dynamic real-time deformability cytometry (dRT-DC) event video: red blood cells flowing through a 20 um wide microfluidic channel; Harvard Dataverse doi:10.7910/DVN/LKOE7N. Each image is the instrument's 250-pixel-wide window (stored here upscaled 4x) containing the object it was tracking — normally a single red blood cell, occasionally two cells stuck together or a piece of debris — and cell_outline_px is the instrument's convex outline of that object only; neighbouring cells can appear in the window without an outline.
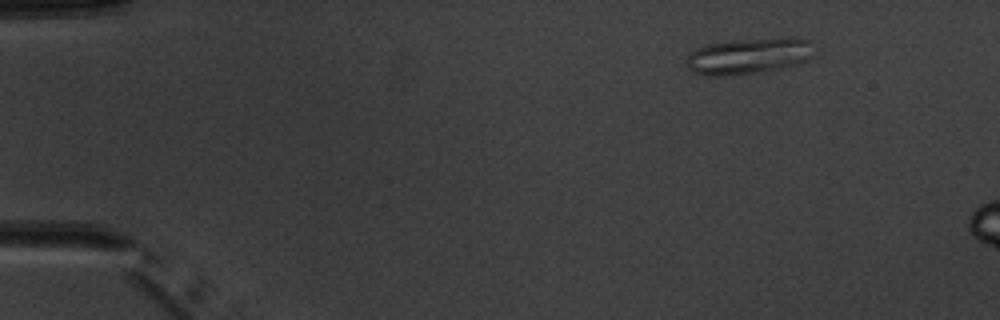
{"species": "common noctule bat (a hibernating species)", "species_latin": "Nyctalus noctula", "temperature_condition": "warm", "stored_images_in_passage": 4, "camera_frame_rate_fps": 3000, "um_per_image_px": 0.085, "animal": {"sex": "male", "body_mass_g": 20.1, "forearm_length_mm": 53.5}, "frame": {"image": 1, "passage_image": 1, "time_ms": 0.0, "image_size_px": [1000, 320], "cell_outline_px": [[820, 48], [812, 56], [796, 64], [756, 72], [720, 76], [712, 76], [696, 72], [688, 68], [688, 56], [696, 48], [708, 44], [732, 40], [808, 40]], "centroid_in_image_um": [63.64, 4.77], "position_along_channel_um": 21.4, "area_um2": 25.78}}